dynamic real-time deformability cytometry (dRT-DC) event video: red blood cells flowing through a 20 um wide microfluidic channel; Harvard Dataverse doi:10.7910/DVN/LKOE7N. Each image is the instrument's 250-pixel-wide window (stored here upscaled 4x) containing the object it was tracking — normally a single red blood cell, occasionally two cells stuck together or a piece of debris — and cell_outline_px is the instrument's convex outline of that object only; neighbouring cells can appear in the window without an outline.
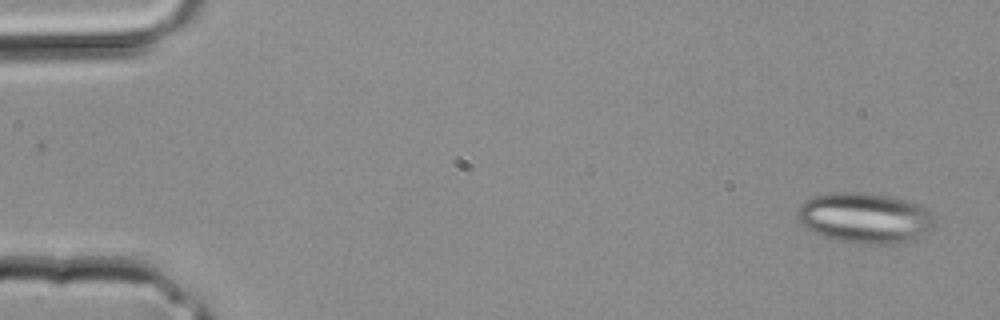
{"species": "common noctule bat (a hibernating species)", "species_latin": "Nyctalus noctula", "temperature_condition": "room temperature", "stored_images_in_passage": 3, "camera_frame_rate_fps": 3000, "um_per_image_px": 0.085, "animal": {"sex": "male", "body_mass_g": 20.4}, "frame": {"image": 1, "passage_image": 1, "time_ms": 0.0, "image_size_px": [1000, 320], "cell_outline_px": [[936, 220], [928, 232], [916, 240], [904, 244], [860, 244], [824, 236], [812, 232], [800, 224], [796, 216], [796, 212], [800, 204], [804, 200], [812, 196], [832, 192], [856, 192], [888, 196], [920, 204]], "centroid_in_image_um": [73.5, 18.54], "position_along_channel_um": 11.5, "area_um2": 40.69}}
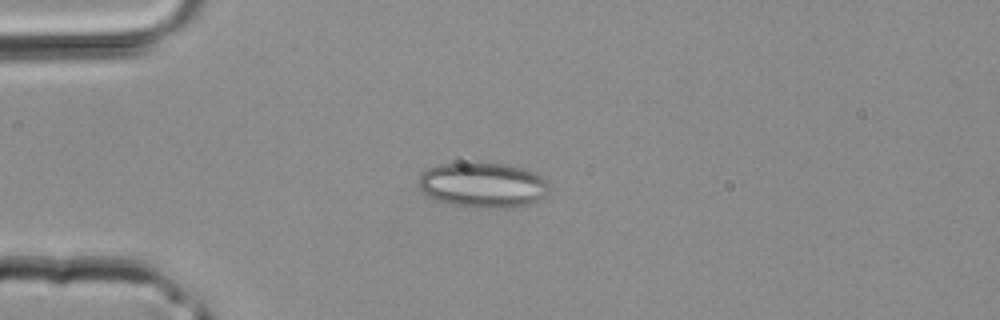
{"frame": {"image": 2, "passage_image": 3, "time_ms": 0.667, "image_size_px": [1000, 320], "cell_outline_px": [[552, 188], [544, 196], [528, 204], [512, 208], [480, 208], [452, 204], [432, 200], [420, 188], [420, 176], [428, 168], [440, 164], [504, 164], [524, 168], [536, 172], [544, 176], [548, 180]], "centroid_in_image_um": [41.12, 15.75], "position_along_channel_um": 43.9, "area_um2": 34.39}}